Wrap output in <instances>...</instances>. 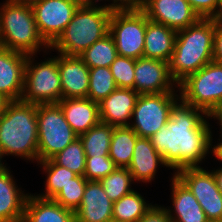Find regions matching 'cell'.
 Segmentation results:
<instances>
[{"label":"cell","mask_w":222,"mask_h":222,"mask_svg":"<svg viewBox=\"0 0 222 222\" xmlns=\"http://www.w3.org/2000/svg\"><path fill=\"white\" fill-rule=\"evenodd\" d=\"M147 0H113L109 6L112 9H141Z\"/></svg>","instance_id":"39"},{"label":"cell","mask_w":222,"mask_h":222,"mask_svg":"<svg viewBox=\"0 0 222 222\" xmlns=\"http://www.w3.org/2000/svg\"><path fill=\"white\" fill-rule=\"evenodd\" d=\"M221 138H222V128H221ZM213 152V155L220 160V162L222 161V141L218 144H216V146L214 145L212 148L211 153Z\"/></svg>","instance_id":"41"},{"label":"cell","mask_w":222,"mask_h":222,"mask_svg":"<svg viewBox=\"0 0 222 222\" xmlns=\"http://www.w3.org/2000/svg\"><path fill=\"white\" fill-rule=\"evenodd\" d=\"M113 128L109 124L100 122L86 133L78 136L82 142L86 157L109 156Z\"/></svg>","instance_id":"27"},{"label":"cell","mask_w":222,"mask_h":222,"mask_svg":"<svg viewBox=\"0 0 222 222\" xmlns=\"http://www.w3.org/2000/svg\"><path fill=\"white\" fill-rule=\"evenodd\" d=\"M27 57L0 46V93L11 101L22 98Z\"/></svg>","instance_id":"15"},{"label":"cell","mask_w":222,"mask_h":222,"mask_svg":"<svg viewBox=\"0 0 222 222\" xmlns=\"http://www.w3.org/2000/svg\"><path fill=\"white\" fill-rule=\"evenodd\" d=\"M16 185L10 169L0 165V222H22L28 194Z\"/></svg>","instance_id":"20"},{"label":"cell","mask_w":222,"mask_h":222,"mask_svg":"<svg viewBox=\"0 0 222 222\" xmlns=\"http://www.w3.org/2000/svg\"><path fill=\"white\" fill-rule=\"evenodd\" d=\"M38 162L51 159L78 138L56 104L37 105Z\"/></svg>","instance_id":"8"},{"label":"cell","mask_w":222,"mask_h":222,"mask_svg":"<svg viewBox=\"0 0 222 222\" xmlns=\"http://www.w3.org/2000/svg\"><path fill=\"white\" fill-rule=\"evenodd\" d=\"M192 192L210 222H222V193L212 171L201 166L182 168L174 173Z\"/></svg>","instance_id":"11"},{"label":"cell","mask_w":222,"mask_h":222,"mask_svg":"<svg viewBox=\"0 0 222 222\" xmlns=\"http://www.w3.org/2000/svg\"><path fill=\"white\" fill-rule=\"evenodd\" d=\"M141 10L149 20L176 31L185 29L200 19L186 0H147Z\"/></svg>","instance_id":"14"},{"label":"cell","mask_w":222,"mask_h":222,"mask_svg":"<svg viewBox=\"0 0 222 222\" xmlns=\"http://www.w3.org/2000/svg\"><path fill=\"white\" fill-rule=\"evenodd\" d=\"M138 222H172L165 207L155 204Z\"/></svg>","instance_id":"37"},{"label":"cell","mask_w":222,"mask_h":222,"mask_svg":"<svg viewBox=\"0 0 222 222\" xmlns=\"http://www.w3.org/2000/svg\"><path fill=\"white\" fill-rule=\"evenodd\" d=\"M212 172L215 177L217 187L220 190V192L222 193V167H221V169L219 168L216 170H212Z\"/></svg>","instance_id":"42"},{"label":"cell","mask_w":222,"mask_h":222,"mask_svg":"<svg viewBox=\"0 0 222 222\" xmlns=\"http://www.w3.org/2000/svg\"><path fill=\"white\" fill-rule=\"evenodd\" d=\"M209 117L219 120L220 127L222 128V102L209 114Z\"/></svg>","instance_id":"40"},{"label":"cell","mask_w":222,"mask_h":222,"mask_svg":"<svg viewBox=\"0 0 222 222\" xmlns=\"http://www.w3.org/2000/svg\"><path fill=\"white\" fill-rule=\"evenodd\" d=\"M112 10L107 4L78 7L73 19L49 48L63 55L79 56L109 34Z\"/></svg>","instance_id":"4"},{"label":"cell","mask_w":222,"mask_h":222,"mask_svg":"<svg viewBox=\"0 0 222 222\" xmlns=\"http://www.w3.org/2000/svg\"><path fill=\"white\" fill-rule=\"evenodd\" d=\"M213 60L222 64V26L215 23Z\"/></svg>","instance_id":"38"},{"label":"cell","mask_w":222,"mask_h":222,"mask_svg":"<svg viewBox=\"0 0 222 222\" xmlns=\"http://www.w3.org/2000/svg\"><path fill=\"white\" fill-rule=\"evenodd\" d=\"M200 18H213L217 13L220 0H186Z\"/></svg>","instance_id":"36"},{"label":"cell","mask_w":222,"mask_h":222,"mask_svg":"<svg viewBox=\"0 0 222 222\" xmlns=\"http://www.w3.org/2000/svg\"><path fill=\"white\" fill-rule=\"evenodd\" d=\"M205 115V116H203ZM203 110L181 100L170 111L165 126L150 137L166 167L177 169L199 167L212 148V132Z\"/></svg>","instance_id":"1"},{"label":"cell","mask_w":222,"mask_h":222,"mask_svg":"<svg viewBox=\"0 0 222 222\" xmlns=\"http://www.w3.org/2000/svg\"><path fill=\"white\" fill-rule=\"evenodd\" d=\"M58 54L62 99L87 98L90 68L79 56Z\"/></svg>","instance_id":"16"},{"label":"cell","mask_w":222,"mask_h":222,"mask_svg":"<svg viewBox=\"0 0 222 222\" xmlns=\"http://www.w3.org/2000/svg\"><path fill=\"white\" fill-rule=\"evenodd\" d=\"M10 102L11 100L9 98L0 93V116L5 112Z\"/></svg>","instance_id":"43"},{"label":"cell","mask_w":222,"mask_h":222,"mask_svg":"<svg viewBox=\"0 0 222 222\" xmlns=\"http://www.w3.org/2000/svg\"><path fill=\"white\" fill-rule=\"evenodd\" d=\"M117 56L116 45L110 34L93 43L79 55L89 68L110 67Z\"/></svg>","instance_id":"28"},{"label":"cell","mask_w":222,"mask_h":222,"mask_svg":"<svg viewBox=\"0 0 222 222\" xmlns=\"http://www.w3.org/2000/svg\"><path fill=\"white\" fill-rule=\"evenodd\" d=\"M117 85L109 67H95L89 69V89L87 98L94 102H101L107 98Z\"/></svg>","instance_id":"30"},{"label":"cell","mask_w":222,"mask_h":222,"mask_svg":"<svg viewBox=\"0 0 222 222\" xmlns=\"http://www.w3.org/2000/svg\"><path fill=\"white\" fill-rule=\"evenodd\" d=\"M57 104L61 107L66 121L78 136L101 122L99 103L89 98H65Z\"/></svg>","instance_id":"19"},{"label":"cell","mask_w":222,"mask_h":222,"mask_svg":"<svg viewBox=\"0 0 222 222\" xmlns=\"http://www.w3.org/2000/svg\"><path fill=\"white\" fill-rule=\"evenodd\" d=\"M33 56L27 57L21 100L35 105L58 103L62 99L58 56L37 64Z\"/></svg>","instance_id":"7"},{"label":"cell","mask_w":222,"mask_h":222,"mask_svg":"<svg viewBox=\"0 0 222 222\" xmlns=\"http://www.w3.org/2000/svg\"><path fill=\"white\" fill-rule=\"evenodd\" d=\"M56 164L66 167L78 176H84L86 156L82 142L78 137L62 151L51 158Z\"/></svg>","instance_id":"32"},{"label":"cell","mask_w":222,"mask_h":222,"mask_svg":"<svg viewBox=\"0 0 222 222\" xmlns=\"http://www.w3.org/2000/svg\"><path fill=\"white\" fill-rule=\"evenodd\" d=\"M146 14L141 9H113L109 34L119 56L138 59L143 57Z\"/></svg>","instance_id":"9"},{"label":"cell","mask_w":222,"mask_h":222,"mask_svg":"<svg viewBox=\"0 0 222 222\" xmlns=\"http://www.w3.org/2000/svg\"><path fill=\"white\" fill-rule=\"evenodd\" d=\"M31 6L38 32L49 46L63 32L79 7L72 0H39Z\"/></svg>","instance_id":"12"},{"label":"cell","mask_w":222,"mask_h":222,"mask_svg":"<svg viewBox=\"0 0 222 222\" xmlns=\"http://www.w3.org/2000/svg\"><path fill=\"white\" fill-rule=\"evenodd\" d=\"M135 60L118 55L109 67L118 88L134 89Z\"/></svg>","instance_id":"34"},{"label":"cell","mask_w":222,"mask_h":222,"mask_svg":"<svg viewBox=\"0 0 222 222\" xmlns=\"http://www.w3.org/2000/svg\"><path fill=\"white\" fill-rule=\"evenodd\" d=\"M138 137L139 136L129 126L113 128L109 147V157L116 167H129L133 156V149Z\"/></svg>","instance_id":"25"},{"label":"cell","mask_w":222,"mask_h":222,"mask_svg":"<svg viewBox=\"0 0 222 222\" xmlns=\"http://www.w3.org/2000/svg\"><path fill=\"white\" fill-rule=\"evenodd\" d=\"M111 222H125V221H117L113 219Z\"/></svg>","instance_id":"47"},{"label":"cell","mask_w":222,"mask_h":222,"mask_svg":"<svg viewBox=\"0 0 222 222\" xmlns=\"http://www.w3.org/2000/svg\"><path fill=\"white\" fill-rule=\"evenodd\" d=\"M161 164L166 166L163 157L155 150L150 138L138 137L133 149L132 160L127 168L133 180L151 182Z\"/></svg>","instance_id":"22"},{"label":"cell","mask_w":222,"mask_h":222,"mask_svg":"<svg viewBox=\"0 0 222 222\" xmlns=\"http://www.w3.org/2000/svg\"><path fill=\"white\" fill-rule=\"evenodd\" d=\"M152 206L144 200L141 194L133 190L113 203L112 216L117 221L138 222Z\"/></svg>","instance_id":"26"},{"label":"cell","mask_w":222,"mask_h":222,"mask_svg":"<svg viewBox=\"0 0 222 222\" xmlns=\"http://www.w3.org/2000/svg\"><path fill=\"white\" fill-rule=\"evenodd\" d=\"M43 166V171L47 173V180L45 184V192L36 196L43 199H53L62 189L63 186L71 182L77 174L73 171L56 164L52 159H47L38 164Z\"/></svg>","instance_id":"29"},{"label":"cell","mask_w":222,"mask_h":222,"mask_svg":"<svg viewBox=\"0 0 222 222\" xmlns=\"http://www.w3.org/2000/svg\"><path fill=\"white\" fill-rule=\"evenodd\" d=\"M5 155L38 162L37 105L11 101L0 116V164Z\"/></svg>","instance_id":"2"},{"label":"cell","mask_w":222,"mask_h":222,"mask_svg":"<svg viewBox=\"0 0 222 222\" xmlns=\"http://www.w3.org/2000/svg\"><path fill=\"white\" fill-rule=\"evenodd\" d=\"M177 88L182 102L209 115L222 102V64L212 60L187 76Z\"/></svg>","instance_id":"6"},{"label":"cell","mask_w":222,"mask_h":222,"mask_svg":"<svg viewBox=\"0 0 222 222\" xmlns=\"http://www.w3.org/2000/svg\"><path fill=\"white\" fill-rule=\"evenodd\" d=\"M113 202L99 181H87L82 202L74 211L75 222H111Z\"/></svg>","instance_id":"17"},{"label":"cell","mask_w":222,"mask_h":222,"mask_svg":"<svg viewBox=\"0 0 222 222\" xmlns=\"http://www.w3.org/2000/svg\"><path fill=\"white\" fill-rule=\"evenodd\" d=\"M172 177L171 199L174 209L172 210L169 207L166 209L171 221L210 222L189 188L176 175ZM172 211L175 212L174 215Z\"/></svg>","instance_id":"21"},{"label":"cell","mask_w":222,"mask_h":222,"mask_svg":"<svg viewBox=\"0 0 222 222\" xmlns=\"http://www.w3.org/2000/svg\"><path fill=\"white\" fill-rule=\"evenodd\" d=\"M176 35V30L151 21L146 16L143 57L169 63L174 51Z\"/></svg>","instance_id":"23"},{"label":"cell","mask_w":222,"mask_h":222,"mask_svg":"<svg viewBox=\"0 0 222 222\" xmlns=\"http://www.w3.org/2000/svg\"><path fill=\"white\" fill-rule=\"evenodd\" d=\"M37 1L39 0H6V2H10V3H21V4H28V5H32L33 3Z\"/></svg>","instance_id":"46"},{"label":"cell","mask_w":222,"mask_h":222,"mask_svg":"<svg viewBox=\"0 0 222 222\" xmlns=\"http://www.w3.org/2000/svg\"><path fill=\"white\" fill-rule=\"evenodd\" d=\"M87 181L84 176L77 175L71 179V182L63 186L61 191L52 200L65 208L75 211L82 202Z\"/></svg>","instance_id":"33"},{"label":"cell","mask_w":222,"mask_h":222,"mask_svg":"<svg viewBox=\"0 0 222 222\" xmlns=\"http://www.w3.org/2000/svg\"><path fill=\"white\" fill-rule=\"evenodd\" d=\"M22 222H75V212L52 199L27 196Z\"/></svg>","instance_id":"24"},{"label":"cell","mask_w":222,"mask_h":222,"mask_svg":"<svg viewBox=\"0 0 222 222\" xmlns=\"http://www.w3.org/2000/svg\"><path fill=\"white\" fill-rule=\"evenodd\" d=\"M180 100L175 92L139 94L129 127L141 138H150L165 126L170 111ZM135 118V119H134Z\"/></svg>","instance_id":"10"},{"label":"cell","mask_w":222,"mask_h":222,"mask_svg":"<svg viewBox=\"0 0 222 222\" xmlns=\"http://www.w3.org/2000/svg\"><path fill=\"white\" fill-rule=\"evenodd\" d=\"M215 21L200 18L195 24L177 31L169 71L179 84L187 76L213 60Z\"/></svg>","instance_id":"3"},{"label":"cell","mask_w":222,"mask_h":222,"mask_svg":"<svg viewBox=\"0 0 222 222\" xmlns=\"http://www.w3.org/2000/svg\"><path fill=\"white\" fill-rule=\"evenodd\" d=\"M99 182L104 187L106 195L113 203L133 191V189H131V184L134 183V180L127 168L117 167L112 173L103 177Z\"/></svg>","instance_id":"31"},{"label":"cell","mask_w":222,"mask_h":222,"mask_svg":"<svg viewBox=\"0 0 222 222\" xmlns=\"http://www.w3.org/2000/svg\"><path fill=\"white\" fill-rule=\"evenodd\" d=\"M176 86L168 62L145 57L135 60L134 90L138 94L175 92Z\"/></svg>","instance_id":"13"},{"label":"cell","mask_w":222,"mask_h":222,"mask_svg":"<svg viewBox=\"0 0 222 222\" xmlns=\"http://www.w3.org/2000/svg\"><path fill=\"white\" fill-rule=\"evenodd\" d=\"M139 94L134 89L116 88L99 102L101 123L113 127L129 126Z\"/></svg>","instance_id":"18"},{"label":"cell","mask_w":222,"mask_h":222,"mask_svg":"<svg viewBox=\"0 0 222 222\" xmlns=\"http://www.w3.org/2000/svg\"><path fill=\"white\" fill-rule=\"evenodd\" d=\"M217 25L222 26V0H220V6L217 13L212 18Z\"/></svg>","instance_id":"45"},{"label":"cell","mask_w":222,"mask_h":222,"mask_svg":"<svg viewBox=\"0 0 222 222\" xmlns=\"http://www.w3.org/2000/svg\"><path fill=\"white\" fill-rule=\"evenodd\" d=\"M76 5L79 7L83 6H96V2H99V0H72ZM101 1V0H100Z\"/></svg>","instance_id":"44"},{"label":"cell","mask_w":222,"mask_h":222,"mask_svg":"<svg viewBox=\"0 0 222 222\" xmlns=\"http://www.w3.org/2000/svg\"><path fill=\"white\" fill-rule=\"evenodd\" d=\"M116 168L109 156L86 157L84 177L88 181H100Z\"/></svg>","instance_id":"35"},{"label":"cell","mask_w":222,"mask_h":222,"mask_svg":"<svg viewBox=\"0 0 222 222\" xmlns=\"http://www.w3.org/2000/svg\"><path fill=\"white\" fill-rule=\"evenodd\" d=\"M0 46L26 55L49 49L38 32L31 5L5 1L0 7Z\"/></svg>","instance_id":"5"}]
</instances>
